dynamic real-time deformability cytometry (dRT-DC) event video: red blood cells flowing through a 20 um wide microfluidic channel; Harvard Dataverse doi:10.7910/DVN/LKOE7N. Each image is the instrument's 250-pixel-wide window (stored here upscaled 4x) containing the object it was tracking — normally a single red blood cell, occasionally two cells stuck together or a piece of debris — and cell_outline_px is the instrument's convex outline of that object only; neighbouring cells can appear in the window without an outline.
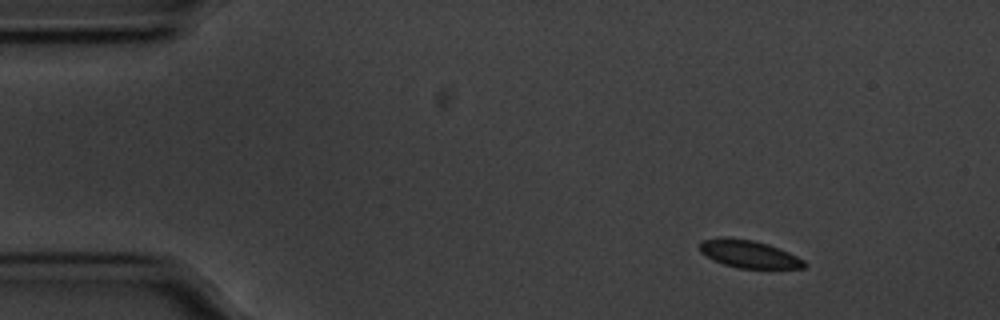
{"species": "common noctule bat (a hibernating species)", "species_latin": "Nyctalus noctula", "temperature_condition": "cold", "stored_images_in_passage": 51, "camera_frame_rate_fps": 3000, "um_per_image_px": 0.085, "animal": {"sex": "male", "body_mass_g": 20.1, "forearm_length_mm": 53.5}, "frame": {"image": 1, "passage_image": 1, "time_ms": 0.0, "image_size_px": [1000, 320], "cell_outline_px": [[808, 264], [804, 268], [736, 268], [712, 260], [700, 252], [700, 240], [720, 236], [728, 236], [752, 240], [768, 244], [788, 252], [804, 260]], "centroid_in_image_um": [63.6, 21.57], "position_along_channel_um": 21.4, "area_um2": 17.05}}
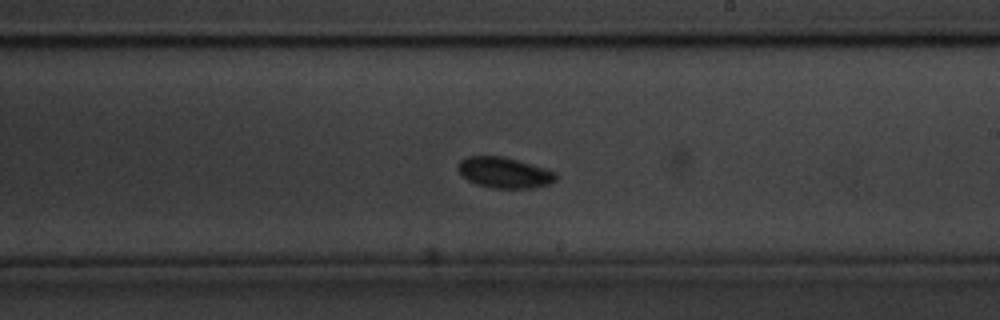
{"frame": {"image": 2, "passage_image": 27, "time_ms": 8.667, "image_size_px": [1000, 320], "cell_outline_px": [[556, 180], [552, 184], [532, 188], [492, 188], [476, 184], [468, 180], [456, 168], [460, 160], [468, 156], [500, 156], [516, 160], [544, 168], [556, 172]], "centroid_in_image_um": [42.87, 14.68], "position_along_channel_um": 246.1, "area_um2": 17.46}}
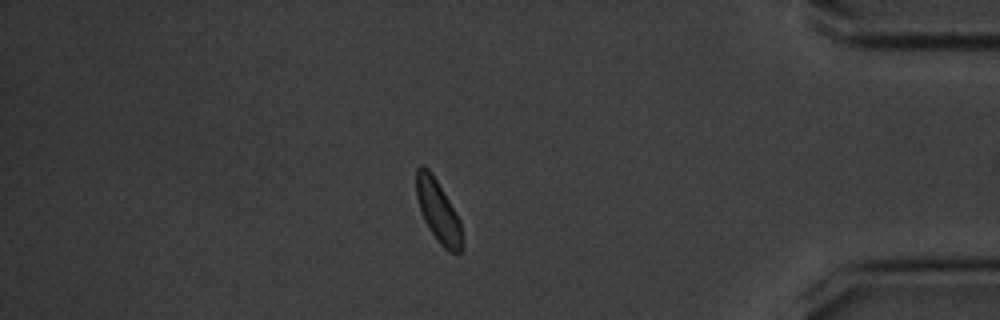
{"frame": {"image": 3, "passage_image": 43, "time_ms": 14.0, "image_size_px": [1000, 320], "cell_outline_px": [[460, 252], [448, 252], [440, 244], [428, 228], [424, 220], [416, 196], [416, 168], [420, 164], [428, 168], [432, 172], [456, 212], [460, 220]], "centroid_in_image_um": [37.19, 17.88], "position_along_channel_um": 398.0, "area_um2": 16.3}}